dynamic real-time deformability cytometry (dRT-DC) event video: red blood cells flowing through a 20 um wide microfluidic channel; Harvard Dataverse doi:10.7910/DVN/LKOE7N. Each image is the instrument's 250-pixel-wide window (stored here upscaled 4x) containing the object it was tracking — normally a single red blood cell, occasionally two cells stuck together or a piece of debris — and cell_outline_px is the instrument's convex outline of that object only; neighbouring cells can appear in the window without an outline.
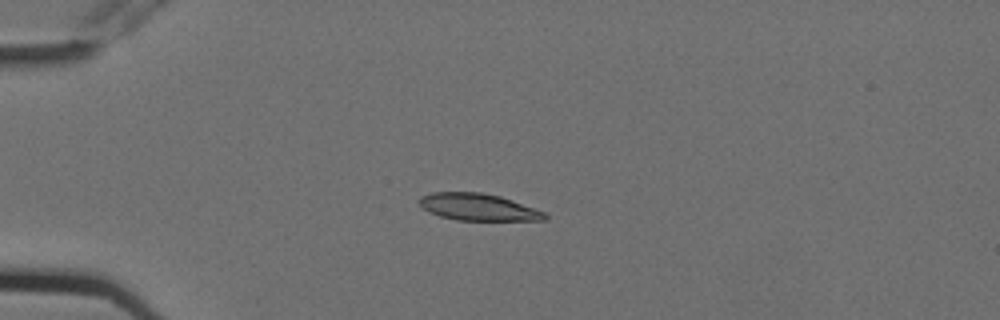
{"species": "Egyptian fruit bat (a non-hibernating species)", "species_latin": "Rousettus aegyptiacus", "temperature_condition": "cold", "stored_images_in_passage": 3, "camera_frame_rate_fps": 3000, "um_per_image_px": 0.085, "animal": {"sex": "female"}, "frame": {"image": 1, "passage_image": 2, "time_ms": 0.333, "image_size_px": [1000, 320], "cell_outline_px": [[548, 220], [456, 220], [440, 216], [428, 212], [416, 200], [420, 196], [432, 192], [480, 192], [500, 196], [512, 200], [544, 212], [548, 216]], "centroid_in_image_um": [40.61, 17.6], "position_along_channel_um": 44.4, "area_um2": 19.71}}